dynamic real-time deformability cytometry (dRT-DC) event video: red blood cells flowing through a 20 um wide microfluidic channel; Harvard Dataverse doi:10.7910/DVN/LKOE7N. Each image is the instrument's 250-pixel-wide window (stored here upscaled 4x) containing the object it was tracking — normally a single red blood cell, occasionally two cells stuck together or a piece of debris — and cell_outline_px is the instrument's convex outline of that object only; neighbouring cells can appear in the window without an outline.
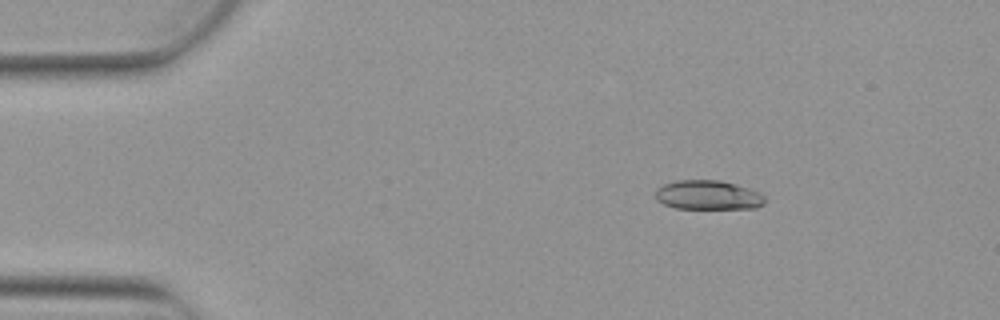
{"species": "Egyptian fruit bat (a non-hibernating species)", "species_latin": "Rousettus aegyptiacus", "temperature_condition": "warm", "stored_images_in_passage": 4, "camera_frame_rate_fps": 3000, "um_per_image_px": 0.085, "animal": {"sex": "female"}, "frame": {"image": 1, "passage_image": 1, "time_ms": 0.0, "image_size_px": [1000, 320], "cell_outline_px": [[764, 204], [756, 208], [676, 208], [664, 204], [656, 200], [656, 188], [664, 184], [676, 180], [720, 180], [736, 184], [760, 192], [764, 196]], "centroid_in_image_um": [60.18, 16.57], "position_along_channel_um": 24.8, "area_um2": 18.67}}